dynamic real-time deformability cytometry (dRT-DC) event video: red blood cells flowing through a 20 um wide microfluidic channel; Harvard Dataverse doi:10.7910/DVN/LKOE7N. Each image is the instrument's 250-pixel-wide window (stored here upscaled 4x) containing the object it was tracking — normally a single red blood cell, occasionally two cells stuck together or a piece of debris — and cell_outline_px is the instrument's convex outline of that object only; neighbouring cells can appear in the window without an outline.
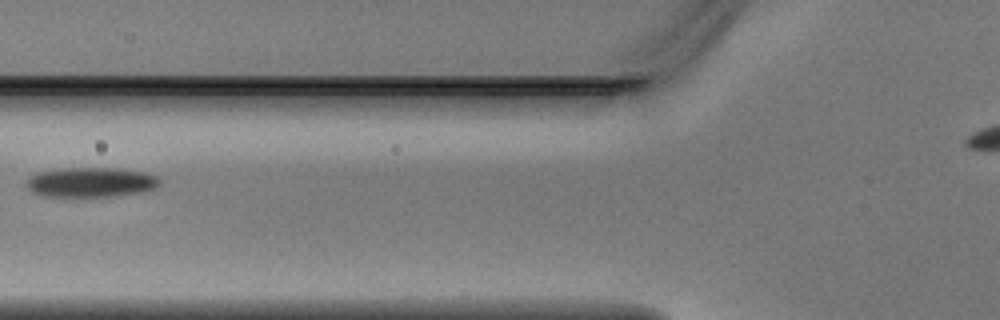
{"species": "Egyptian fruit bat (a non-hibernating species)", "species_latin": "Rousettus aegyptiacus", "temperature_condition": "warm", "stored_images_in_passage": 6, "camera_frame_rate_fps": 3000, "um_per_image_px": 0.085, "animal": {"sex": "male"}, "frame": {"image": 1, "passage_image": 6, "time_ms": 1.667, "image_size_px": [1000, 320], "cell_outline_px": [[160, 184], [156, 188], [144, 192], [112, 196], [44, 196], [32, 192], [24, 184], [32, 176], [40, 172], [68, 168], [112, 168], [144, 172], [156, 176], [160, 180]], "centroid_in_image_um": [7.76, 15.5], "position_along_channel_um": 118.0, "area_um2": 22.89}}